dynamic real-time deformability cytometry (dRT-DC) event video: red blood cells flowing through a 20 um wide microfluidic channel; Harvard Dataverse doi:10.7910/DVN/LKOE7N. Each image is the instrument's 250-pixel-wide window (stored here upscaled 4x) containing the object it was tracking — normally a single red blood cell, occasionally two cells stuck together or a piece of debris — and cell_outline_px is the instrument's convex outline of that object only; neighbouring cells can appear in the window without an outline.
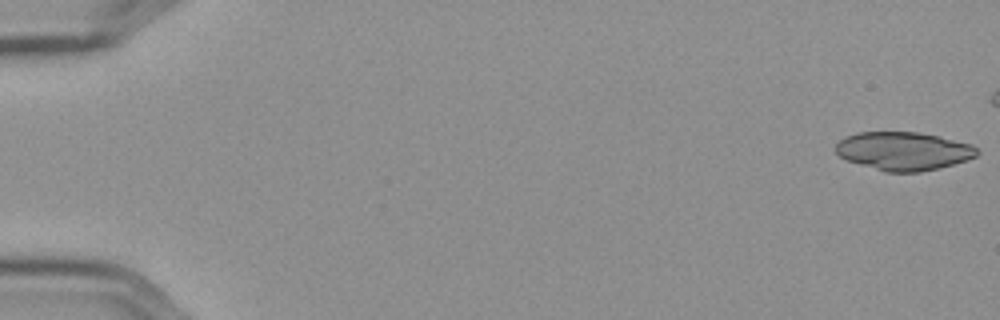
{"species": "Egyptian fruit bat (a non-hibernating species)", "species_latin": "Rousettus aegyptiacus", "temperature_condition": "cold", "stored_images_in_passage": 51, "segment_of_instrument_passage": [1, 2], "camera_frame_rate_fps": 3000, "um_per_image_px": 0.085, "frame": {"image": 1, "passage_image": 1, "time_ms": 0.0, "image_size_px": [1000, 320], "cell_outline_px": [[980, 152], [976, 156], [952, 164], [920, 172], [884, 172], [848, 160], [840, 156], [836, 152], [836, 144], [844, 136], [856, 132], [916, 132], [940, 136], [972, 144]], "centroid_in_image_um": [76.78, 12.83], "position_along_channel_um": 8.2, "area_um2": 31.44}}